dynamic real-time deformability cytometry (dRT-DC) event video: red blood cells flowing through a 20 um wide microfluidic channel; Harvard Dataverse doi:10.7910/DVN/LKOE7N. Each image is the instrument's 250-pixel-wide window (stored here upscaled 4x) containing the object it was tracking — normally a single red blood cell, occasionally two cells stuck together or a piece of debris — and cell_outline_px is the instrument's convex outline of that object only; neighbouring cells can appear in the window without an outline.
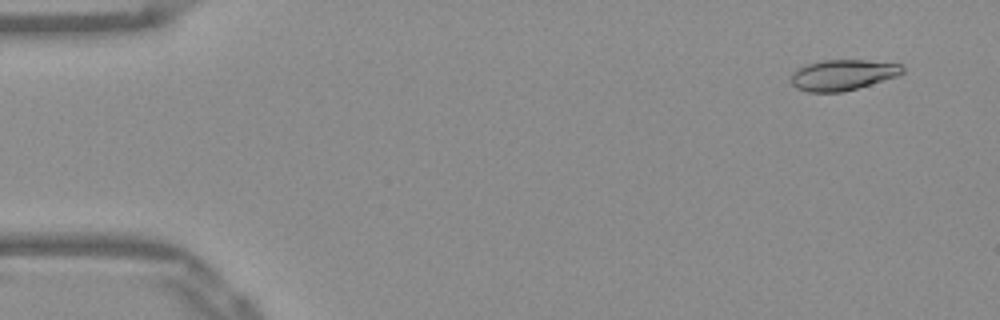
{"species": "Egyptian fruit bat (a non-hibernating species)", "species_latin": "Rousettus aegyptiacus", "temperature_condition": "warm", "stored_images_in_passage": 49, "camera_frame_rate_fps": 3000, "um_per_image_px": 0.085, "frame": {"image": 1, "passage_image": 1, "time_ms": 0.0, "image_size_px": [1000, 320], "cell_outline_px": [[904, 72], [900, 76], [844, 92], [808, 92], [796, 88], [792, 84], [792, 72], [804, 64], [824, 60], [868, 60], [904, 64]], "centroid_in_image_um": [71.68, 6.36], "position_along_channel_um": 13.3, "area_um2": 20.29}}
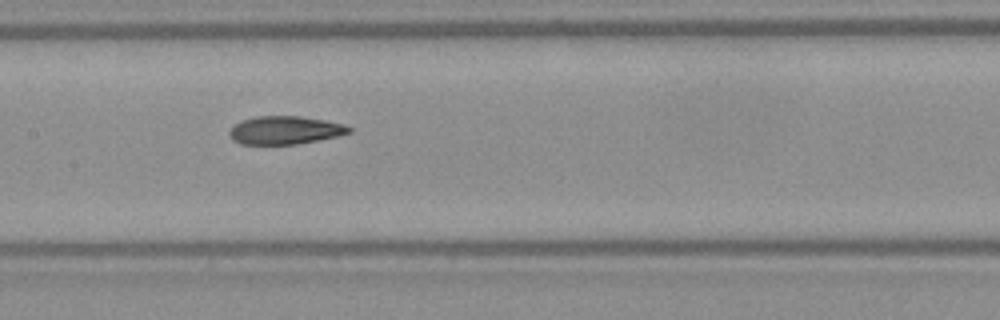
{"frame": {"image": 2, "passage_image": 23, "time_ms": 7.333, "image_size_px": [1000, 320], "cell_outline_px": [[352, 132], [340, 136], [296, 144], [240, 144], [232, 140], [228, 132], [232, 124], [240, 120], [256, 116], [300, 116], [324, 120], [340, 124], [352, 128]], "centroid_in_image_um": [24.17, 11.06], "position_along_channel_um": 183.2, "area_um2": 19.77}}
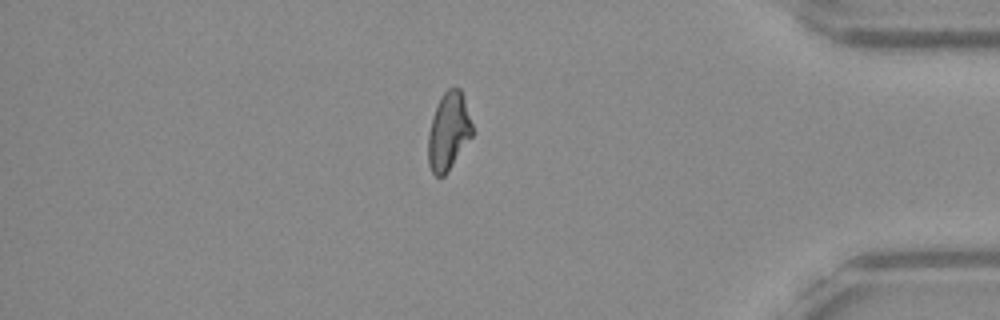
{"frame": {"image": 3, "passage_image": 42, "time_ms": 13.667, "image_size_px": [1000, 320], "cell_outline_px": [[472, 136], [444, 176], [436, 176], [432, 172], [428, 164], [428, 132], [432, 116], [440, 96], [448, 88], [460, 88], [472, 124]], "centroid_in_image_um": [38.1, 11.16], "position_along_channel_um": 397.1, "area_um2": 19.77}, "authors_computed_cell_mechanics": {"area_um2": 20.2878, "velocity_mm_per_s": 3.9014, "shape_relaxation_time_tau1_ms": null, "shape_relaxation_time_tau2_ms": 2.8982, "deformation_change_tau1": null, "deformation_change_tau2": 0.092}}